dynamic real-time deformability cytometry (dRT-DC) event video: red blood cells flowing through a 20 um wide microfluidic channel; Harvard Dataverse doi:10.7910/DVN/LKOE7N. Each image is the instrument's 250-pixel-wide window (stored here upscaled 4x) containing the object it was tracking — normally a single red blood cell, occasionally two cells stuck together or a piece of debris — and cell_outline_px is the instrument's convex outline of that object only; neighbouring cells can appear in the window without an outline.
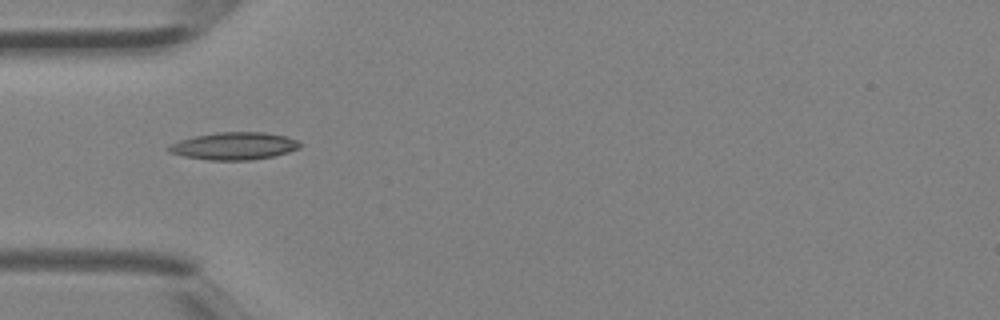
{"species": "Egyptian fruit bat (a non-hibernating species)", "species_latin": "Rousettus aegyptiacus", "temperature_condition": "room temperature", "stored_images_in_passage": 5, "segment_of_instrument_passage": [2, 2], "camera_frame_rate_fps": 3000, "um_per_image_px": 0.085, "animal": {"sex": "female"}, "frame": {"image": 1, "passage_image": 4, "time_ms": 1.0, "image_size_px": [1000, 320], "cell_outline_px": [[304, 144], [300, 148], [288, 152], [272, 156], [248, 160], [208, 160], [184, 156], [168, 152], [164, 148], [168, 144], [180, 140], [196, 136], [220, 132], [264, 132], [284, 136], [300, 140]], "centroid_in_image_um": [19.9, 12.41], "position_along_channel_um": 65.1, "area_um2": 21.1}}
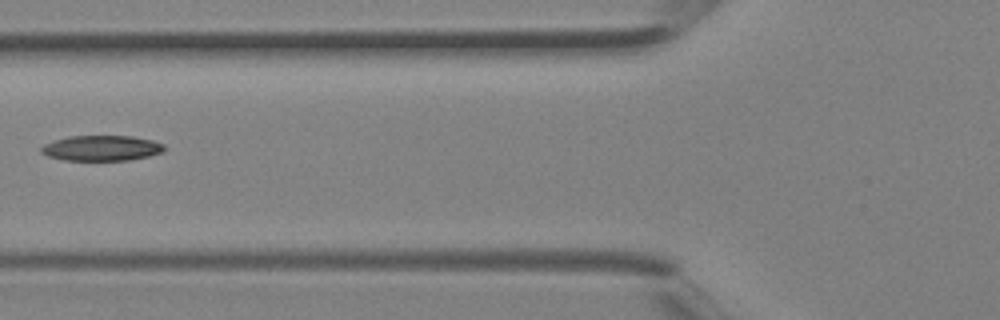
{"frame": {"image": 2, "passage_image": 5, "time_ms": 1.333, "image_size_px": [1000, 320], "cell_outline_px": [[164, 152], [148, 156], [128, 160], [64, 160], [48, 156], [40, 152], [40, 148], [44, 144], [68, 136], [132, 136], [152, 140], [164, 144]], "centroid_in_image_um": [8.63, 12.59], "position_along_channel_um": 117.2, "area_um2": 18.15}}